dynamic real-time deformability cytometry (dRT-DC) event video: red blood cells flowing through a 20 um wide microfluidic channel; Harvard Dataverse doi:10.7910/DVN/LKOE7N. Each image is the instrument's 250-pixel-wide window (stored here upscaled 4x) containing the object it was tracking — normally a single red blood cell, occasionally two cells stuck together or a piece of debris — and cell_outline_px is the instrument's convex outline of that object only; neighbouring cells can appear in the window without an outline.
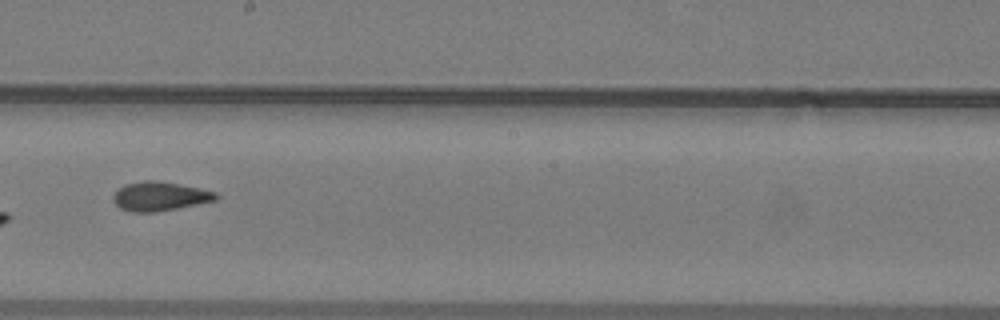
{"species": "common noctule bat (a hibernating species)", "species_latin": "Nyctalus noctula", "temperature_condition": "warm", "stored_images_in_passage": 22, "camera_frame_rate_fps": 3000, "um_per_image_px": 0.085, "animal": {"sex": "male", "body_mass_g": 19.2, "forearm_length_mm": 51.8}, "frame": {"image": 1, "passage_image": 13, "time_ms": 4.0, "image_size_px": [1000, 320], "cell_outline_px": [[220, 196], [216, 200], [156, 212], [132, 212], [120, 208], [112, 200], [112, 196], [124, 184], [144, 180], [160, 180], [180, 184], [216, 192]], "centroid_in_image_um": [13.56, 16.67], "position_along_channel_um": 234.6, "area_um2": 17.4}}